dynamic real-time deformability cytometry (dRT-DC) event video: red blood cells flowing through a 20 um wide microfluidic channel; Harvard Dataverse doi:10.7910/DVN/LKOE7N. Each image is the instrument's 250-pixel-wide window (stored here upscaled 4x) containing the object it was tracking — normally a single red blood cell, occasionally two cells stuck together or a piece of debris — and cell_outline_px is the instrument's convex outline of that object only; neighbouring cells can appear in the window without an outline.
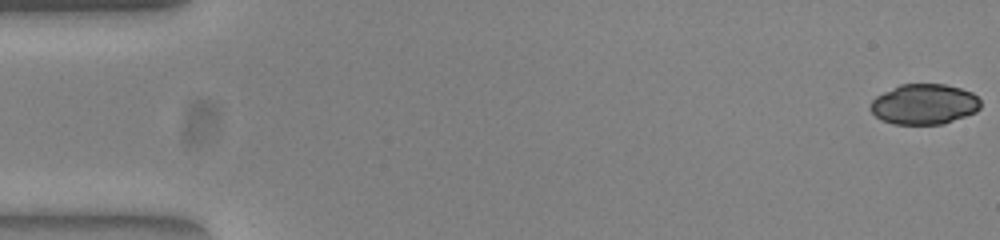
{"species": "common noctule bat (a hibernating species)", "species_latin": "Nyctalus noctula", "temperature_condition": "warm", "stored_images_in_passage": 2, "camera_frame_rate_fps": 3000, "um_per_image_px": 0.085, "animal": {"sex": "female", "body_mass_g": 23.0, "forearm_length_mm": 53.4}, "frame": {"image": 1, "passage_image": 1, "time_ms": 0.0, "image_size_px": [1000, 240], "cell_outline_px": [[980, 108], [976, 112], [944, 124], [892, 124], [880, 120], [868, 108], [872, 100], [876, 96], [900, 84], [944, 84], [960, 88], [972, 92], [980, 100]], "centroid_in_image_um": [78.54, 8.86], "position_along_channel_um": 6.5, "area_um2": 26.07}}